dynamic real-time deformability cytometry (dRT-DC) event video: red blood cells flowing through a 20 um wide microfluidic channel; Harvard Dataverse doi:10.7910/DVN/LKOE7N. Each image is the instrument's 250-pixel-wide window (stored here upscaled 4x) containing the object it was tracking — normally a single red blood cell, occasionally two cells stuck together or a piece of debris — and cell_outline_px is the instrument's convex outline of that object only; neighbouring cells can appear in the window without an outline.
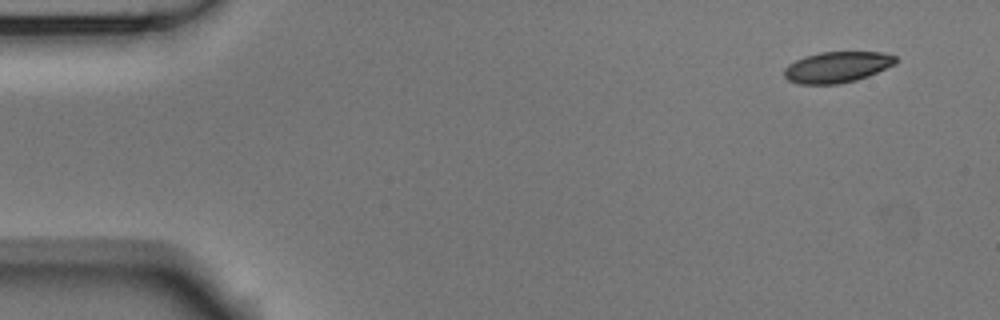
{"species": "Egyptian fruit bat (a non-hibernating species)", "species_latin": "Rousettus aegyptiacus", "temperature_condition": "room temperature", "stored_images_in_passage": 4, "camera_frame_rate_fps": 3000, "um_per_image_px": 0.085, "animal": {"sex": "male"}, "frame": {"image": 1, "passage_image": 1, "time_ms": 0.0, "image_size_px": [1000, 320], "cell_outline_px": [[900, 60], [896, 64], [868, 76], [856, 80], [840, 84], [800, 84], [788, 80], [784, 76], [784, 68], [788, 64], [804, 56], [820, 52], [884, 52], [896, 56]], "centroid_in_image_um": [71.18, 5.7], "position_along_channel_um": 13.8, "area_um2": 20.35}}